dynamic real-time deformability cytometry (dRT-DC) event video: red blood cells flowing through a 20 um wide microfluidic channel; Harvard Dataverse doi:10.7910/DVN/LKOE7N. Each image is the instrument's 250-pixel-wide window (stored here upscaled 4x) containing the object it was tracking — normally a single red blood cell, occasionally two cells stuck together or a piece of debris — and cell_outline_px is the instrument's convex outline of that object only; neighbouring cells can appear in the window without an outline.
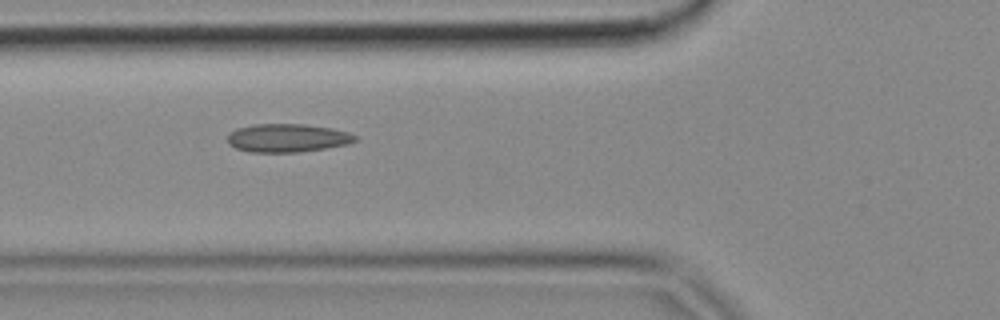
{"species": "common noctule bat (a hibernating species)", "species_latin": "Nyctalus noctula", "temperature_condition": "cold", "stored_images_in_passage": 4, "camera_frame_rate_fps": 3000, "um_per_image_px": 0.085, "animal": {"sex": "female", "body_mass_g": 18.4}, "frame": {"image": 1, "passage_image": 3, "time_ms": 0.667, "image_size_px": [1000, 320], "cell_outline_px": [[360, 136], [356, 140], [348, 144], [324, 148], [296, 152], [248, 152], [236, 148], [228, 144], [228, 132], [236, 128], [252, 124], [304, 124], [332, 128], [348, 132]], "centroid_in_image_um": [24.41, 11.72], "position_along_channel_um": 101.4, "area_um2": 21.21}}